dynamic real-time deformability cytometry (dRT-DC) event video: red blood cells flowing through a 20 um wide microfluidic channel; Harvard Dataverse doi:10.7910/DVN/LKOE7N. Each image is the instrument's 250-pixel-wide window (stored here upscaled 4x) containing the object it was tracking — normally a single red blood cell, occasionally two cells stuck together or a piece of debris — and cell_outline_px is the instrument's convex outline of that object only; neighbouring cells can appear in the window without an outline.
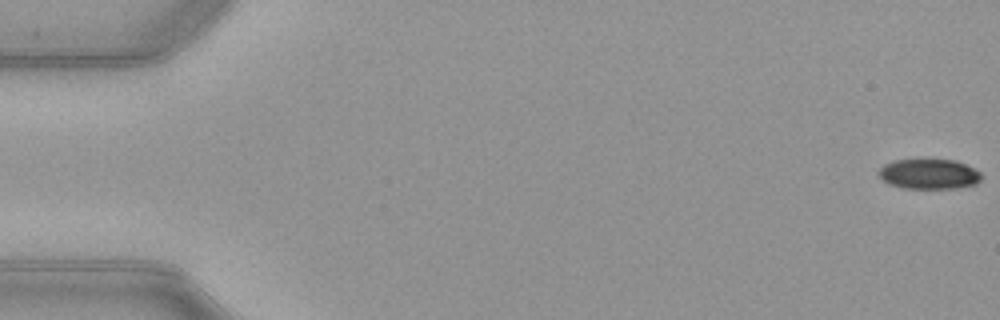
{"species": "common noctule bat (a hibernating species)", "species_latin": "Nyctalus noctula", "temperature_condition": "warm", "stored_images_in_passage": 53, "camera_frame_rate_fps": 3000, "um_per_image_px": 0.085, "animal": {"sex": "female", "body_mass_g": 21.9}, "frame": {"image": 1, "passage_image": 1, "time_ms": 0.0, "image_size_px": [1000, 320], "cell_outline_px": [[980, 180], [976, 184], [956, 188], [904, 188], [888, 184], [876, 172], [884, 164], [896, 160], [956, 160], [980, 172]], "centroid_in_image_um": [78.94, 14.8], "position_along_channel_um": 6.1, "area_um2": 17.8}}
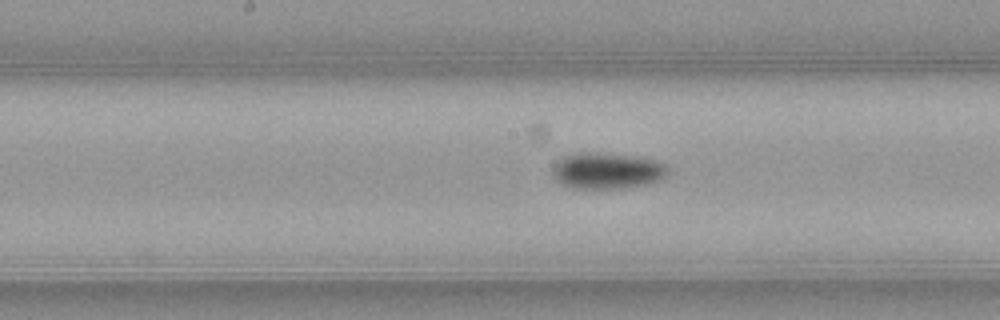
{"frame": {"image": 2, "passage_image": 27, "time_ms": 8.667, "image_size_px": [1000, 320], "cell_outline_px": [[668, 172], [660, 180], [648, 184], [628, 188], [572, 188], [560, 184], [552, 176], [552, 168], [564, 156], [576, 152], [600, 152], [636, 156], [656, 160], [664, 164], [668, 168]], "centroid_in_image_um": [51.59, 14.51], "position_along_channel_um": 196.6, "area_um2": 24.62}}
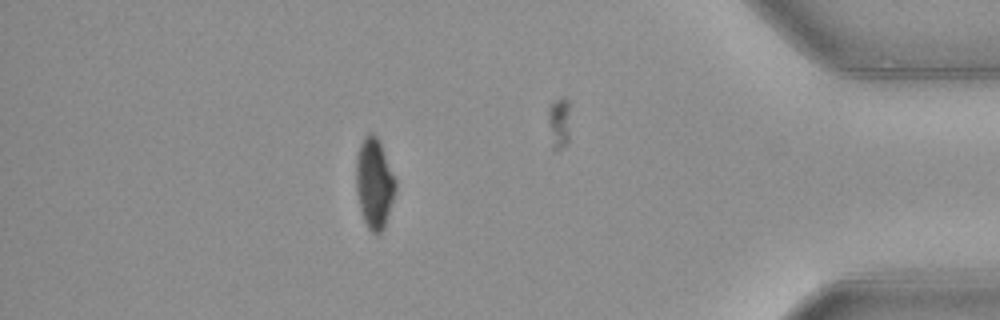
{"frame": {"image": 3, "passage_image": 46, "time_ms": 15.0, "image_size_px": [1000, 320], "cell_outline_px": [[396, 188], [388, 216], [384, 228], [376, 236], [368, 228], [364, 220], [360, 208], [356, 192], [356, 156], [360, 144], [364, 136], [368, 132], [372, 132], [376, 136], [380, 144], [396, 180]], "centroid_in_image_um": [31.8, 15.59], "position_along_channel_um": 403.4, "area_um2": 20.63}, "authors_computed_cell_mechanics": {"area_um2": 21.2126, "velocity_mm_per_s": 4.0039, "shape_relaxation_time_tau1_ms": 4.0854, "shape_relaxation_time_tau2_ms": null, "deformation_change_tau1": 0.1321, "deformation_change_tau2": null}}